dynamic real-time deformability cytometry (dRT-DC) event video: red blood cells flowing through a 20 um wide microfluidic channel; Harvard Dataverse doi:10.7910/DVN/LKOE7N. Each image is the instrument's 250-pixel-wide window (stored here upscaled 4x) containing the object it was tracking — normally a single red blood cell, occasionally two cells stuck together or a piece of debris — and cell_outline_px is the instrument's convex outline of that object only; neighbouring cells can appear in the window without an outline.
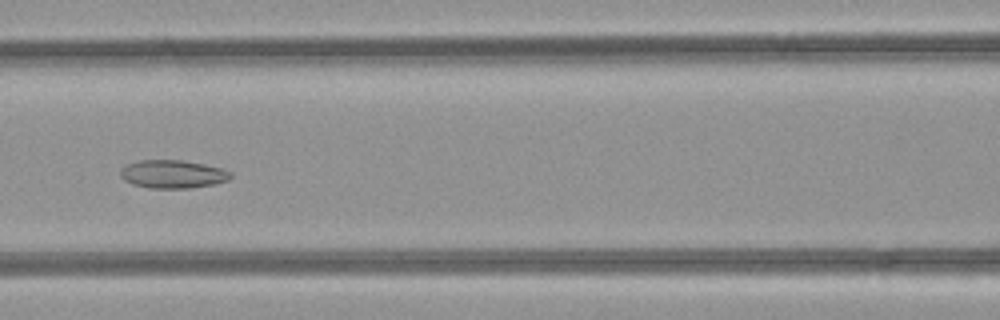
{"species": "common noctule bat (a hibernating species)", "species_latin": "Nyctalus noctula", "temperature_condition": "room temperature", "stored_images_in_passage": 48, "camera_frame_rate_fps": 3000, "um_per_image_px": 0.085, "animal": {"sex": "female", "body_mass_g": 21.9}, "frame": {"image": 1, "passage_image": 21, "time_ms": 6.667, "image_size_px": [1000, 320], "cell_outline_px": [[232, 176], [228, 180], [212, 184], [192, 188], [148, 188], [132, 184], [124, 180], [120, 176], [120, 172], [128, 164], [140, 160], [180, 160], [204, 164], [220, 168], [232, 172]], "centroid_in_image_um": [14.69, 14.81], "position_along_channel_um": 151.9, "area_um2": 17.98}}
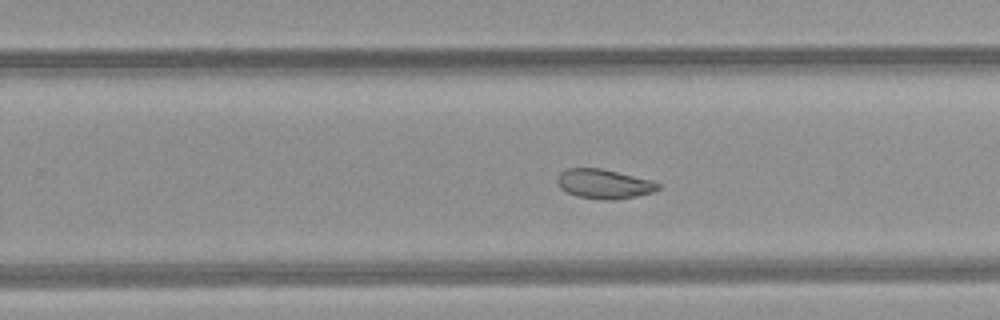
{"frame": {"image": 2, "passage_image": 30, "time_ms": 9.667, "image_size_px": [1000, 320], "cell_outline_px": [[660, 188], [652, 192], [636, 196], [616, 200], [604, 200], [576, 196], [560, 188], [556, 180], [560, 172], [568, 168], [600, 168], [652, 180], [660, 184]], "centroid_in_image_um": [51.33, 15.63], "position_along_channel_um": 278.5, "area_um2": 17.28}}
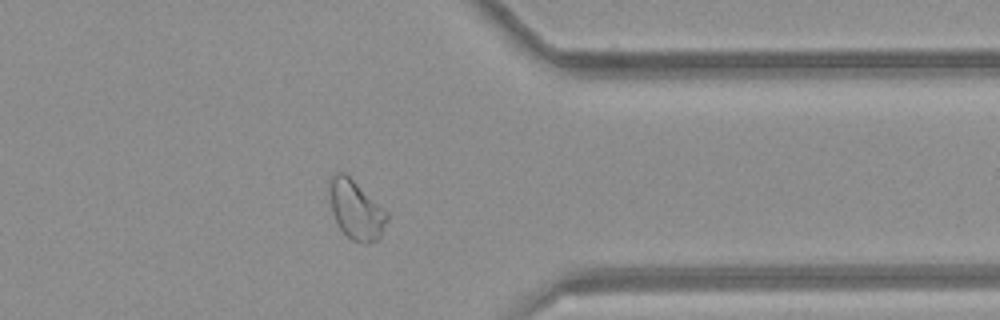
{"frame": {"image": 3, "passage_image": 38, "time_ms": 12.333, "image_size_px": [1000, 320], "cell_outline_px": [[388, 220], [380, 236], [376, 240], [364, 244], [352, 240], [340, 228], [332, 212], [328, 192], [328, 184], [332, 172], [344, 172], [388, 212]], "centroid_in_image_um": [30.23, 17.81], "position_along_channel_um": 381.2, "area_um2": 19.77}, "authors_computed_cell_mechanics": {"area_um2": 21.0392, "velocity_mm_per_s": 4.2348, "shape_relaxation_time_tau1_ms": null, "shape_relaxation_time_tau2_ms": 1.1453, "deformation_change_tau1": null, "deformation_change_tau2": 0.0596}}